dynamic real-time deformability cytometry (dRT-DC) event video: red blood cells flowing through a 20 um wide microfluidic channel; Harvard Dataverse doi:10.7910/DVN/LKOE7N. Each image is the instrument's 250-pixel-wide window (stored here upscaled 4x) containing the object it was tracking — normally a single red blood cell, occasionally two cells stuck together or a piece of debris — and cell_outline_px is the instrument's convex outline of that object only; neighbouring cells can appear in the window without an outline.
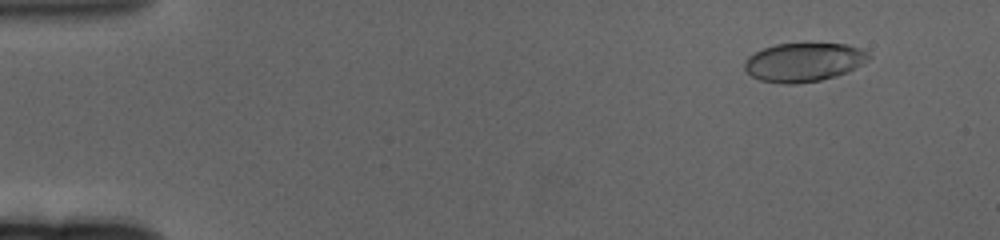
{"species": "human", "species_latin": "Homo sapiens", "temperature_condition": "cold", "stored_images_in_passage": 58, "camera_frame_rate_fps": 3000, "um_per_image_px": 0.085, "donor": {"sex": "female"}, "frame": {"image": 1, "passage_image": 1, "time_ms": 0.0, "image_size_px": [1000, 240], "cell_outline_px": [[872, 56], [868, 60], [848, 72], [836, 76], [820, 80], [796, 84], [784, 84], [760, 80], [752, 76], [744, 68], [744, 60], [748, 56], [764, 48], [776, 44], [848, 44], [864, 48]], "centroid_in_image_um": [68.35, 5.28], "position_along_channel_um": 16.7, "area_um2": 28.15}}
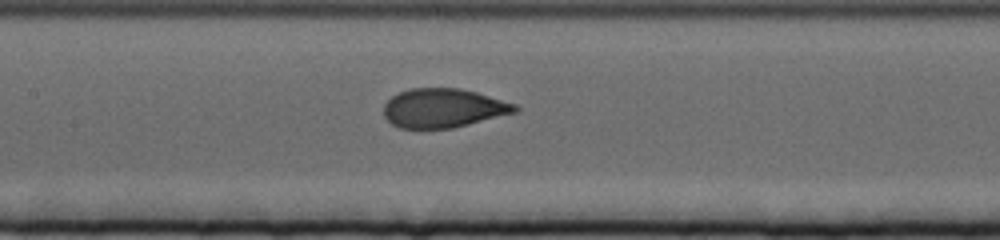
{"frame": {"image": 2, "passage_image": 26, "time_ms": 8.333, "image_size_px": [1000, 240], "cell_outline_px": [[520, 108], [516, 112], [452, 128], [400, 128], [392, 124], [384, 116], [384, 104], [392, 96], [400, 92], [412, 88], [460, 88], [476, 92], [516, 104]], "centroid_in_image_um": [37.67, 9.18], "position_along_channel_um": 169.7, "area_um2": 29.65}}
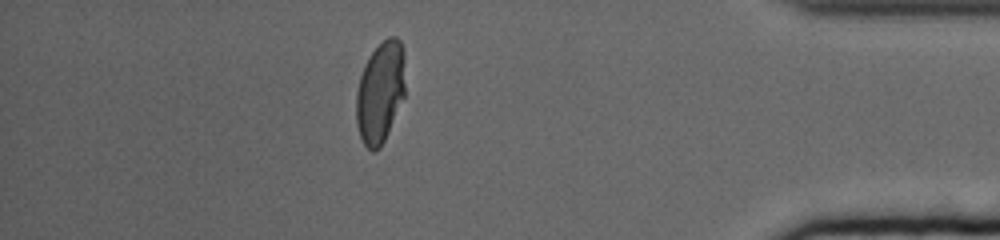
{"frame": {"image": 3, "passage_image": 51, "time_ms": 16.667, "image_size_px": [1000, 240], "cell_outline_px": [[404, 96], [384, 140], [380, 148], [372, 152], [364, 144], [360, 136], [356, 124], [356, 92], [360, 76], [364, 64], [372, 52], [388, 36], [396, 36], [400, 40], [404, 52]], "centroid_in_image_um": [32.31, 7.83], "position_along_channel_um": 402.9, "area_um2": 28.84}, "authors_computed_cell_mechanics": {"area_um2": 29.9693, "velocity_mm_per_s": 3.236, "shape_relaxation_time_tau1_ms": 5.0983, "shape_relaxation_time_tau2_ms": null, "deformation_change_tau1": 0.1873, "deformation_change_tau2": null}}